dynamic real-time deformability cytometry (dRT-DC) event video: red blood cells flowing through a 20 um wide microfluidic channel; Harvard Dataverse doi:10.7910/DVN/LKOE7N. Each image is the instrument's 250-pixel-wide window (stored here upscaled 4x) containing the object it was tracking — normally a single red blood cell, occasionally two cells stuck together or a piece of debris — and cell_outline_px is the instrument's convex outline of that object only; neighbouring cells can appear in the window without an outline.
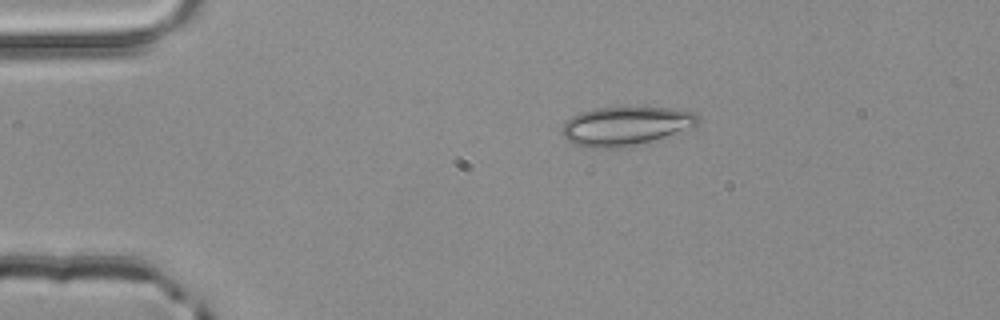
{"species": "common noctule bat (a hibernating species)", "species_latin": "Nyctalus noctula", "temperature_condition": "room temperature", "stored_images_in_passage": 2, "camera_frame_rate_fps": 3000, "um_per_image_px": 0.085, "animal": {"sex": "male", "body_mass_g": 20.4}, "frame": {"image": 1, "passage_image": 1, "time_ms": 0.0, "image_size_px": [1000, 320], "cell_outline_px": [[700, 120], [696, 128], [624, 148], [584, 148], [572, 144], [564, 136], [564, 124], [572, 116], [580, 112], [596, 108], [672, 108], [692, 112], [700, 116]], "centroid_in_image_um": [53.23, 10.73], "position_along_channel_um": 31.8, "area_um2": 30.87}}